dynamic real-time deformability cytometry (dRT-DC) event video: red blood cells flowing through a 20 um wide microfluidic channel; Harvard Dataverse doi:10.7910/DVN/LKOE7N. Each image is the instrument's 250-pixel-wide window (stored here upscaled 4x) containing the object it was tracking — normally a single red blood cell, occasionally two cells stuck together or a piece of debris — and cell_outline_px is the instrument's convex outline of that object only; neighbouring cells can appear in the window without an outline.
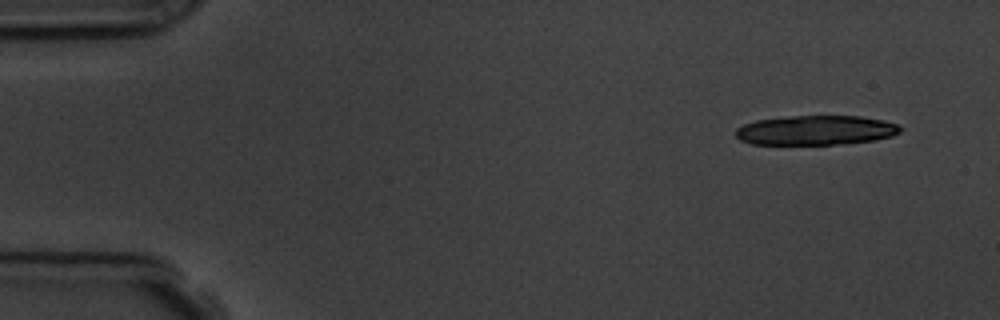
{"species": "common noctule bat (a hibernating species)", "species_latin": "Nyctalus noctula", "temperature_condition": "room temperature", "stored_images_in_passage": 6, "camera_frame_rate_fps": 3000, "um_per_image_px": 0.085, "animal": {"sex": "male", "body_mass_g": 19.5, "forearm_length_mm": 54.6}, "frame": {"image": 1, "passage_image": 1, "time_ms": 0.0, "image_size_px": [1000, 320], "cell_outline_px": [[904, 128], [900, 132], [892, 136], [876, 140], [832, 144], [752, 144], [740, 140], [736, 136], [736, 128], [744, 124], [756, 120], [792, 116], [860, 116], [884, 120], [896, 124]], "centroid_in_image_um": [69.36, 11.06], "position_along_channel_um": 15.6, "area_um2": 28.26}}
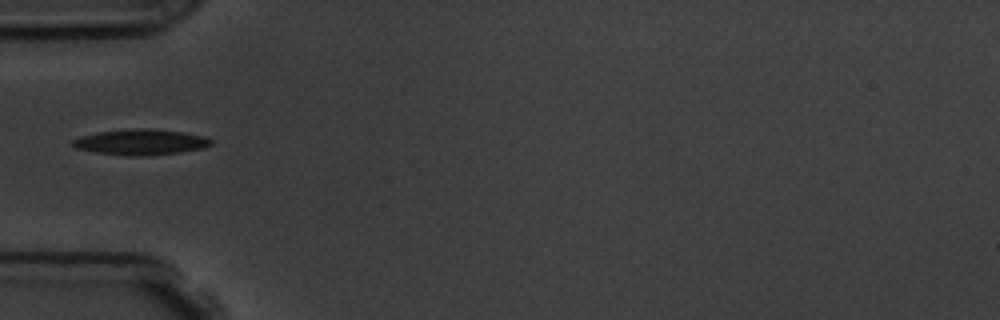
{"frame": {"image": 2, "passage_image": 5, "time_ms": 4.667, "image_size_px": [1000, 320], "cell_outline_px": [[212, 144], [204, 148], [180, 152], [136, 156], [132, 156], [96, 152], [76, 148], [72, 144], [72, 140], [80, 136], [96, 132], [128, 128], [148, 128], [180, 132], [204, 136], [212, 140]], "centroid_in_image_um": [11.94, 12.06], "position_along_channel_um": 73.1, "area_um2": 20.58}}